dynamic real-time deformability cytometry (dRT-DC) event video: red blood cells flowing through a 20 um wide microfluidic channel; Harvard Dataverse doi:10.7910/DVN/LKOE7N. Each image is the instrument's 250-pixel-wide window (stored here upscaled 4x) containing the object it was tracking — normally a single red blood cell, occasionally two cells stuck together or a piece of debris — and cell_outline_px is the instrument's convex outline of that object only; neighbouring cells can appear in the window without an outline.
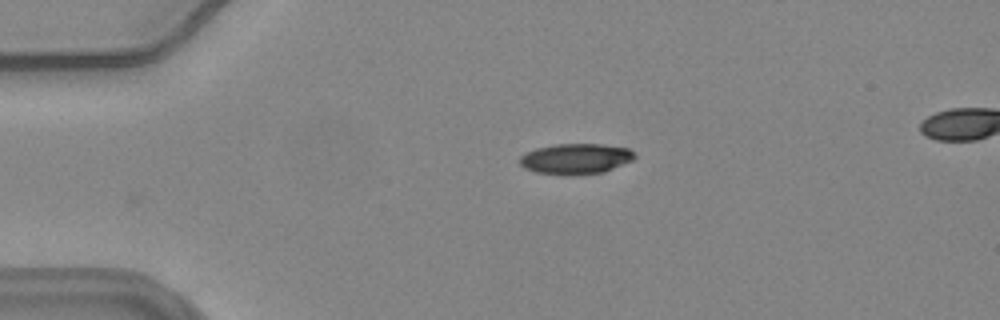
{"species": "common noctule bat (a hibernating species)", "species_latin": "Nyctalus noctula", "temperature_condition": "warm", "stored_images_in_passage": 41, "camera_frame_rate_fps": 3000, "um_per_image_px": 0.085, "animal": {"sex": "female", "body_mass_g": 24.6, "forearm_length_mm": 56.2}, "frame": {"image": 1, "passage_image": 1, "time_ms": 0.0, "image_size_px": [1000, 320], "cell_outline_px": [[636, 156], [632, 160], [604, 172], [576, 176], [568, 176], [536, 172], [524, 168], [520, 164], [520, 156], [536, 148], [556, 144], [604, 144], [628, 148], [636, 152]], "centroid_in_image_um": [48.96, 13.51], "position_along_channel_um": 36.0, "area_um2": 20.69}}
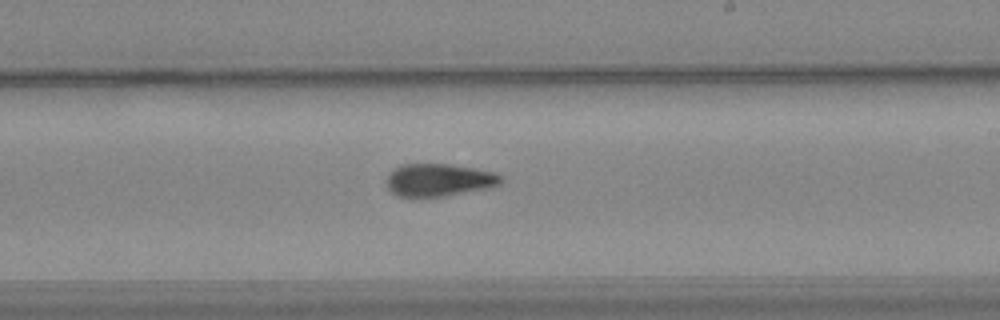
{"frame": {"image": 2, "passage_image": 22, "time_ms": 7.0, "image_size_px": [1000, 320], "cell_outline_px": [[504, 180], [500, 184], [492, 188], [444, 196], [416, 200], [412, 200], [396, 196], [388, 188], [384, 180], [400, 164], [452, 164], [496, 172], [504, 176]], "centroid_in_image_um": [37.31, 15.34], "position_along_channel_um": 251.7, "area_um2": 22.77}}
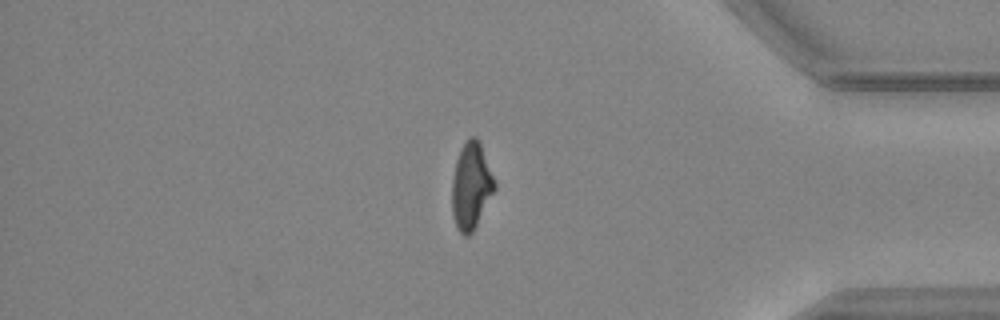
{"frame": {"image": 3, "passage_image": 36, "time_ms": 11.667, "image_size_px": [1000, 320], "cell_outline_px": [[496, 188], [472, 232], [468, 236], [464, 236], [456, 228], [452, 216], [452, 180], [456, 160], [460, 148], [472, 136], [476, 136], [480, 140], [496, 184]], "centroid_in_image_um": [40.04, 15.8], "position_along_channel_um": 395.2, "area_um2": 21.5}, "authors_computed_cell_mechanics": {"area_um2": 22.253, "velocity_mm_per_s": 3.6841, "shape_relaxation_time_tau1_ms": 9.0032, "shape_relaxation_time_tau2_ms": 2.8662, "deformation_change_tau1": 0.2406, "deformation_change_tau2": 0.0926}}